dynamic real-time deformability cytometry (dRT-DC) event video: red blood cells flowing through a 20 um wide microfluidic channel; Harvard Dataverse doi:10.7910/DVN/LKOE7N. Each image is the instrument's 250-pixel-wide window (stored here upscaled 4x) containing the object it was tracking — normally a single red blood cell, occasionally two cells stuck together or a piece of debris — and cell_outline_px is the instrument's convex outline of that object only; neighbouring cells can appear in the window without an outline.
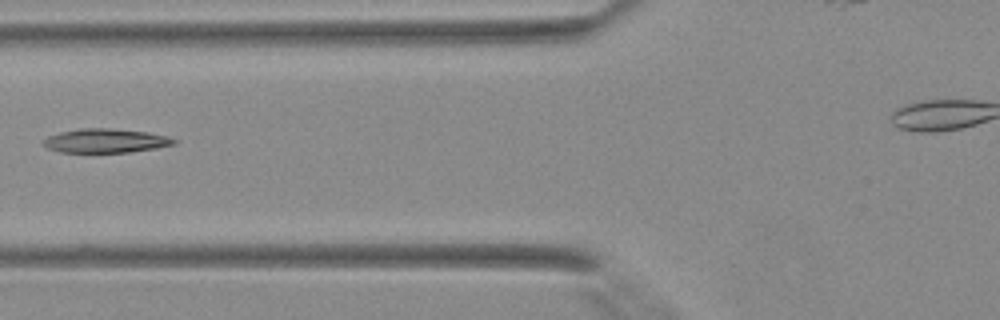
{"species": "Egyptian fruit bat (a non-hibernating species)", "species_latin": "Rousettus aegyptiacus", "temperature_condition": "warm", "stored_images_in_passage": 25, "camera_frame_rate_fps": 3000, "um_per_image_px": 0.085, "animal": {"sex": "female"}, "frame": {"image": 1, "passage_image": 4, "time_ms": 1.0, "image_size_px": [1000, 320], "cell_outline_px": [[176, 144], [156, 148], [128, 152], [60, 152], [48, 148], [44, 144], [44, 140], [48, 136], [60, 132], [80, 128], [108, 128], [148, 132], [164, 136], [176, 140]], "centroid_in_image_um": [8.96, 11.96], "position_along_channel_um": 116.8, "area_um2": 18.03}}
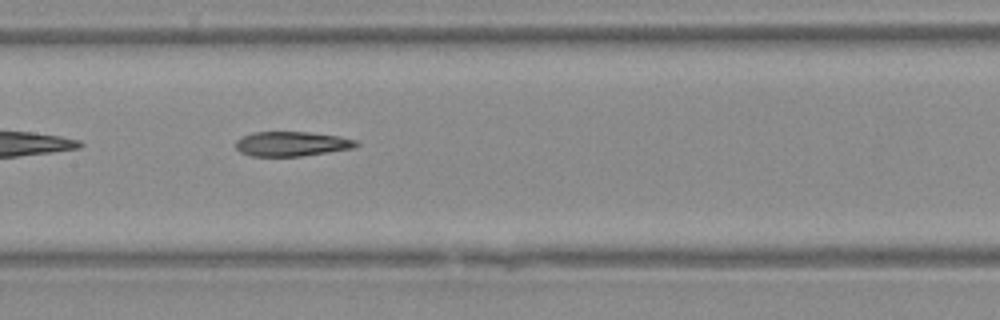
{"frame": {"image": 2, "passage_image": 8, "time_ms": 2.333, "image_size_px": [1000, 320], "cell_outline_px": [[360, 144], [352, 148], [300, 156], [252, 156], [240, 152], [236, 148], [236, 140], [252, 132], [308, 132], [340, 136], [356, 140]], "centroid_in_image_um": [24.79, 12.22], "position_along_channel_um": 182.6, "area_um2": 17.17}}
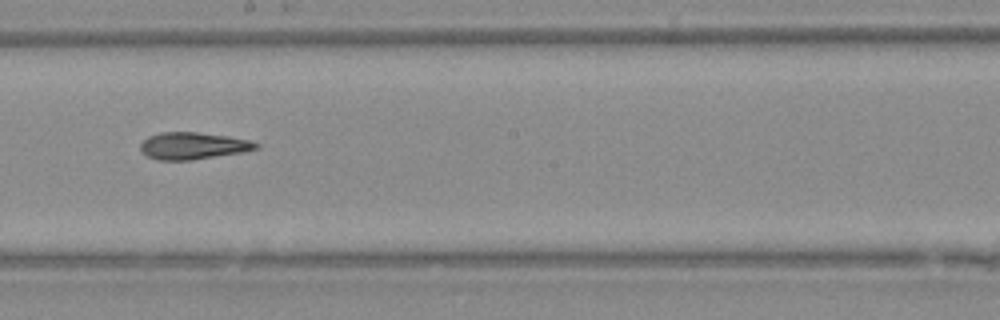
{"frame": {"image": 3, "passage_image": 11, "time_ms": 3.333, "image_size_px": [1000, 320], "cell_outline_px": [[260, 148], [244, 152], [192, 160], [156, 160], [148, 156], [140, 148], [140, 144], [148, 136], [160, 132], [196, 132], [228, 136], [248, 140], [260, 144]], "centroid_in_image_um": [16.42, 12.39], "position_along_channel_um": 231.8, "area_um2": 18.21}}